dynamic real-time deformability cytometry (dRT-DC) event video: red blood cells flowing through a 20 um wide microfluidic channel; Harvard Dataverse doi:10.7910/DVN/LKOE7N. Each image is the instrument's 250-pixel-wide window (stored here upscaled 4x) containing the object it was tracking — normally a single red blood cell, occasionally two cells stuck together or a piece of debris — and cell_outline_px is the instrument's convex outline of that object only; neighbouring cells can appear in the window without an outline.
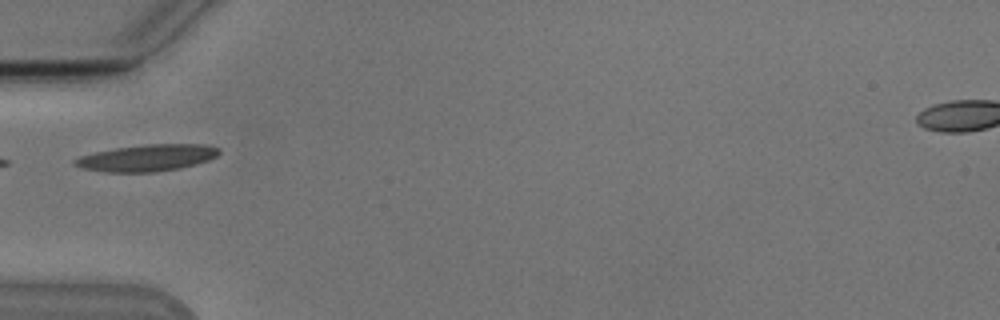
{"species": "Egyptian fruit bat (a non-hibernating species)", "species_latin": "Rousettus aegyptiacus", "temperature_condition": "cold", "stored_images_in_passage": 22, "camera_frame_rate_fps": 3000, "um_per_image_px": 0.085, "animal": {"sex": "male"}, "frame": {"image": 1, "passage_image": 1, "time_ms": 0.0, "image_size_px": [1000, 320], "cell_outline_px": [[220, 152], [216, 156], [208, 160], [196, 164], [180, 168], [156, 172], [104, 172], [80, 168], [72, 164], [72, 160], [80, 156], [96, 152], [116, 148], [148, 144], [208, 144], [220, 148]], "centroid_in_image_um": [12.5, 13.42], "position_along_channel_um": 72.5, "area_um2": 22.54}}
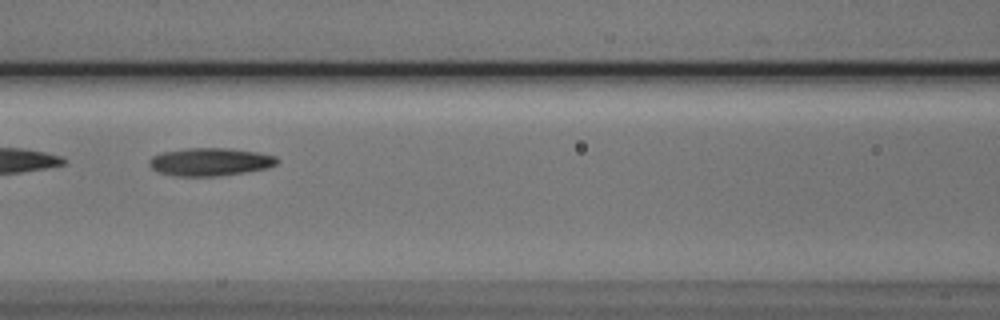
{"frame": {"image": 2, "passage_image": 7, "time_ms": 2.0, "image_size_px": [1000, 320], "cell_outline_px": [[280, 160], [276, 164], [268, 168], [244, 172], [216, 176], [176, 176], [160, 172], [152, 168], [148, 164], [148, 160], [152, 156], [160, 152], [184, 148], [228, 148], [256, 152], [276, 156]], "centroid_in_image_um": [17.84, 13.75], "position_along_channel_um": 148.8, "area_um2": 20.87}}
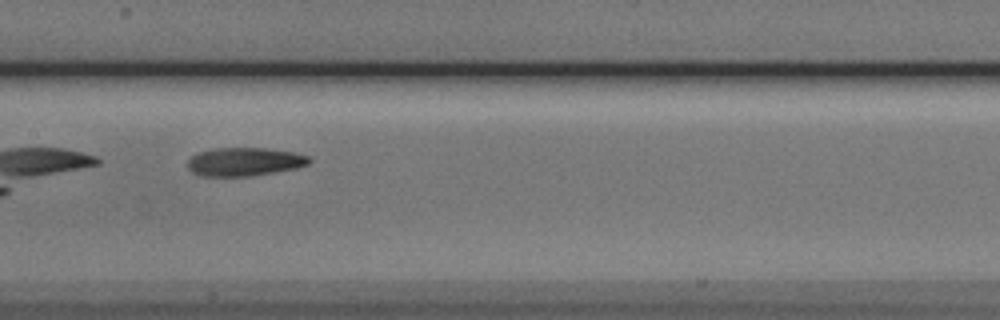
{"frame": {"image": 3, "passage_image": 10, "time_ms": 3.0, "image_size_px": [1000, 320], "cell_outline_px": [[312, 160], [308, 164], [296, 168], [252, 176], [200, 176], [192, 172], [188, 168], [188, 160], [196, 152], [216, 148], [264, 148], [292, 152], [308, 156]], "centroid_in_image_um": [20.75, 13.75], "position_along_channel_um": 186.6, "area_um2": 20.11}}